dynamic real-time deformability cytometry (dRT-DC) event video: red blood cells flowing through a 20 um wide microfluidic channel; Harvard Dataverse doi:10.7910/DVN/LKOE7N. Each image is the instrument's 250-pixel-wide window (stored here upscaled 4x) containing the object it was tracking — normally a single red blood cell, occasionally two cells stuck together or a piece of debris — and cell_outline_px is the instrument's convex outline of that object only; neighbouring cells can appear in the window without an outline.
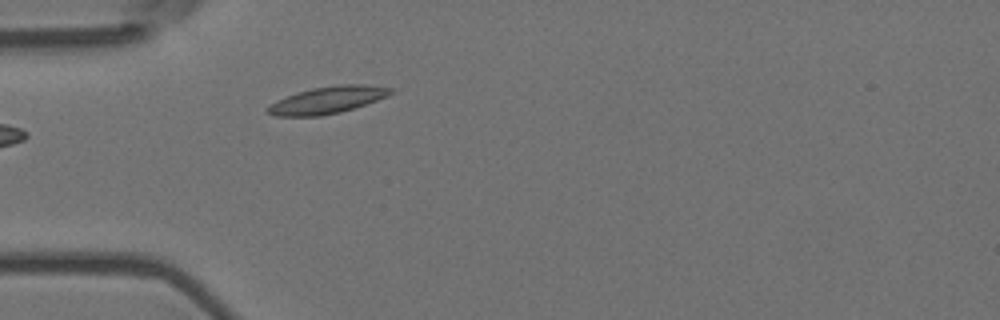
{"species": "Egyptian fruit bat (a non-hibernating species)", "species_latin": "Rousettus aegyptiacus", "temperature_condition": "room temperature", "stored_images_in_passage": 25, "camera_frame_rate_fps": 3000, "um_per_image_px": 0.085, "animal": {"sex": "female"}, "frame": {"image": 1, "passage_image": 1, "time_ms": 0.0, "image_size_px": [1000, 320], "cell_outline_px": [[392, 92], [388, 96], [340, 112], [320, 116], [276, 116], [264, 112], [264, 108], [296, 92], [312, 88], [340, 84], [364, 84], [392, 88]], "centroid_in_image_um": [27.8, 8.5], "position_along_channel_um": 57.2, "area_um2": 19.13}}